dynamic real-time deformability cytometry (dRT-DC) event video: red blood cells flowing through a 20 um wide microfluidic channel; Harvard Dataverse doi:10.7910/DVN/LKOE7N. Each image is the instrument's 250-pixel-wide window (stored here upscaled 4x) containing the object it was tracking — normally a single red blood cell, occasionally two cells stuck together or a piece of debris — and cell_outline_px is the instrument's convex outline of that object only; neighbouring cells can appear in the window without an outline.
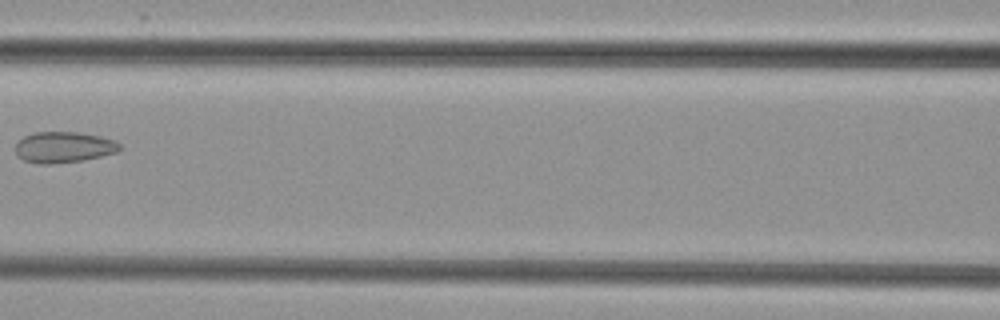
{"species": "common noctule bat (a hibernating species)", "species_latin": "Nyctalus noctula", "temperature_condition": "cold", "stored_images_in_passage": 8, "camera_frame_rate_fps": 3000, "um_per_image_px": 0.085, "animal": {"sex": "female", "body_mass_g": 29.2, "forearm_length_mm": 56.3}, "frame": {"image": 1, "passage_image": 7, "time_ms": 8.0, "image_size_px": [1000, 320], "cell_outline_px": [[120, 148], [116, 152], [84, 160], [52, 164], [36, 164], [24, 160], [16, 156], [16, 144], [24, 136], [36, 132], [80, 132], [100, 136], [116, 140], [120, 144]], "centroid_in_image_um": [5.4, 12.51], "position_along_channel_um": 161.2, "area_um2": 18.9}}
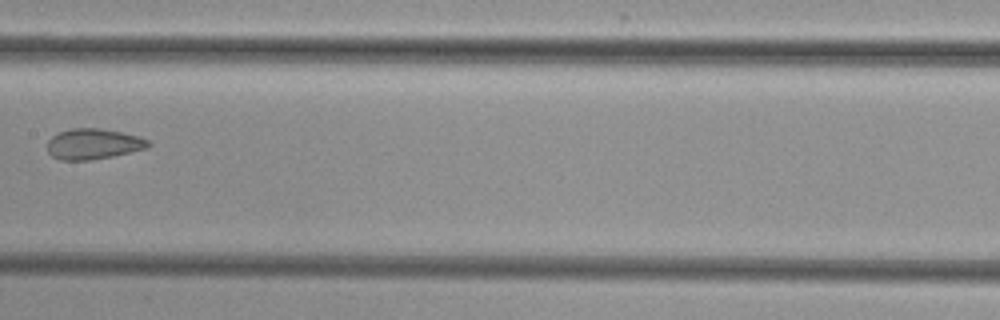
{"frame": {"image": 2, "passage_image": 8, "time_ms": 9.0, "image_size_px": [1000, 320], "cell_outline_px": [[152, 144], [148, 148], [112, 156], [88, 160], [60, 160], [52, 156], [48, 152], [48, 140], [52, 136], [60, 132], [72, 128], [100, 128], [124, 132], [140, 136], [148, 140]], "centroid_in_image_um": [7.96, 12.23], "position_along_channel_um": 199.4, "area_um2": 18.09}}